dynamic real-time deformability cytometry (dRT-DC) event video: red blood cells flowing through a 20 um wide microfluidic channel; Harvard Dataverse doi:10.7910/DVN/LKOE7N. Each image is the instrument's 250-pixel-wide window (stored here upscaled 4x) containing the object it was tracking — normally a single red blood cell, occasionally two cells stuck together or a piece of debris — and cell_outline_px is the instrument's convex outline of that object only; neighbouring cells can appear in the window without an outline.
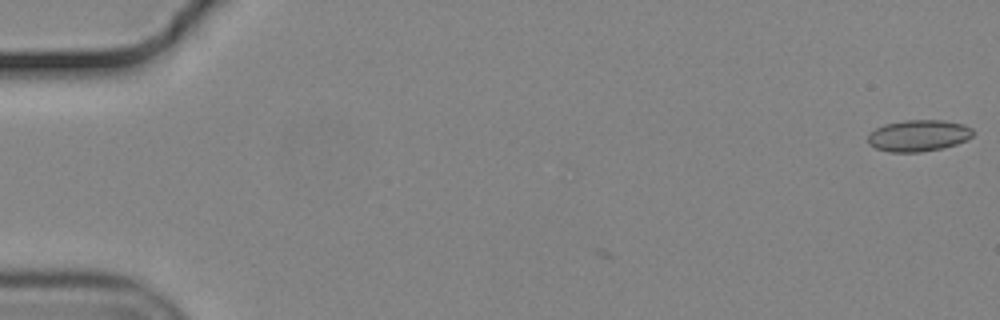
{"species": "common noctule bat (a hibernating species)", "species_latin": "Nyctalus noctula", "temperature_condition": "cold", "stored_images_in_passage": 56, "camera_frame_rate_fps": 3000, "um_per_image_px": 0.085, "animal": {"sex": "male", "body_mass_g": 19.2, "forearm_length_mm": 51.8}, "frame": {"image": 1, "passage_image": 1, "time_ms": 0.0, "image_size_px": [1000, 320], "cell_outline_px": [[972, 136], [968, 140], [944, 148], [920, 152], [888, 152], [876, 148], [868, 144], [868, 132], [884, 124], [904, 120], [944, 120], [964, 124], [972, 128]], "centroid_in_image_um": [78.06, 11.52], "position_along_channel_um": 6.9, "area_um2": 19.54}}
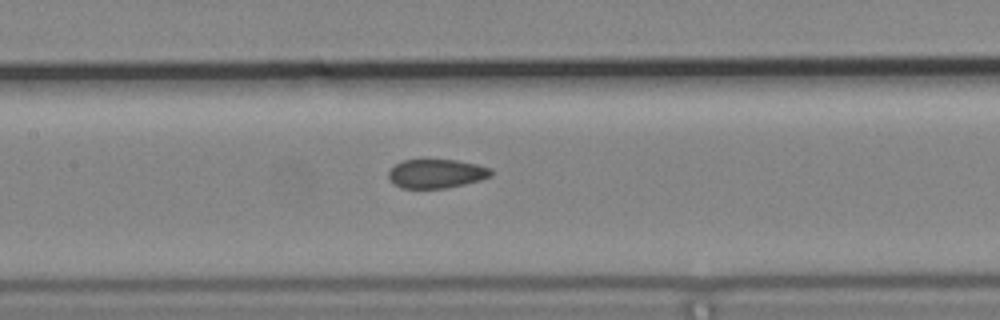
{"frame": {"image": 2, "passage_image": 27, "time_ms": 8.667, "image_size_px": [1000, 320], "cell_outline_px": [[492, 176], [480, 180], [464, 184], [444, 188], [400, 188], [392, 184], [388, 176], [388, 172], [396, 164], [404, 160], [456, 160], [476, 164], [492, 168]], "centroid_in_image_um": [37.09, 14.76], "position_along_channel_um": 170.3, "area_um2": 17.28}}
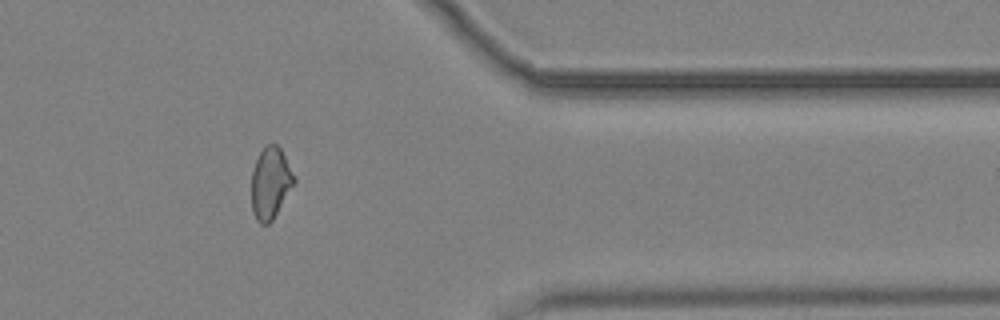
{"frame": {"image": 3, "passage_image": 46, "time_ms": 15.0, "image_size_px": [1000, 320], "cell_outline_px": [[296, 184], [272, 220], [268, 224], [260, 224], [256, 220], [252, 212], [252, 172], [256, 160], [260, 152], [268, 144], [276, 144], [280, 148], [296, 176]], "centroid_in_image_um": [23.02, 15.58], "position_along_channel_um": 388.4, "area_um2": 17.92}, "authors_computed_cell_mechanics": {"area_um2": 18.3226, "velocity_mm_per_s": 3.7058, "shape_relaxation_time_tau1_ms": null, "shape_relaxation_time_tau2_ms": 1.5432, "deformation_change_tau1": null, "deformation_change_tau2": 0.0544}}